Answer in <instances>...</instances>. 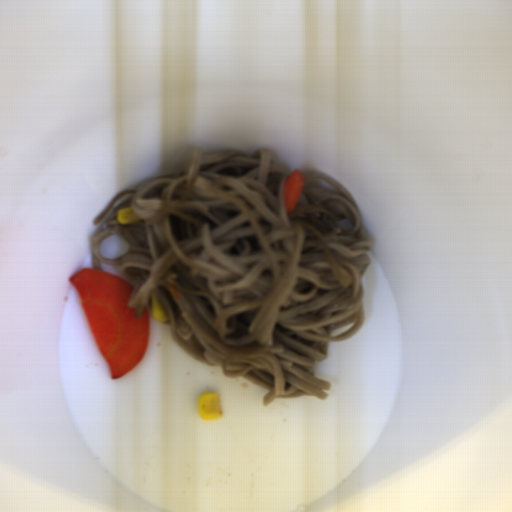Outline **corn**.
Returning a JSON list of instances; mask_svg holds the SVG:
<instances>
[{"label":"corn","mask_w":512,"mask_h":512,"mask_svg":"<svg viewBox=\"0 0 512 512\" xmlns=\"http://www.w3.org/2000/svg\"><path fill=\"white\" fill-rule=\"evenodd\" d=\"M196 409L203 419H220L223 415V407L219 392L201 393L197 398Z\"/></svg>","instance_id":"51d56268"},{"label":"corn","mask_w":512,"mask_h":512,"mask_svg":"<svg viewBox=\"0 0 512 512\" xmlns=\"http://www.w3.org/2000/svg\"><path fill=\"white\" fill-rule=\"evenodd\" d=\"M151 316L158 323L168 322L169 319L154 293L151 295Z\"/></svg>","instance_id":"f1292c28"},{"label":"corn","mask_w":512,"mask_h":512,"mask_svg":"<svg viewBox=\"0 0 512 512\" xmlns=\"http://www.w3.org/2000/svg\"><path fill=\"white\" fill-rule=\"evenodd\" d=\"M117 220L119 224H128L137 220H140V217L135 212L133 208H123L117 210Z\"/></svg>","instance_id":"5cfa1b94"}]
</instances>
